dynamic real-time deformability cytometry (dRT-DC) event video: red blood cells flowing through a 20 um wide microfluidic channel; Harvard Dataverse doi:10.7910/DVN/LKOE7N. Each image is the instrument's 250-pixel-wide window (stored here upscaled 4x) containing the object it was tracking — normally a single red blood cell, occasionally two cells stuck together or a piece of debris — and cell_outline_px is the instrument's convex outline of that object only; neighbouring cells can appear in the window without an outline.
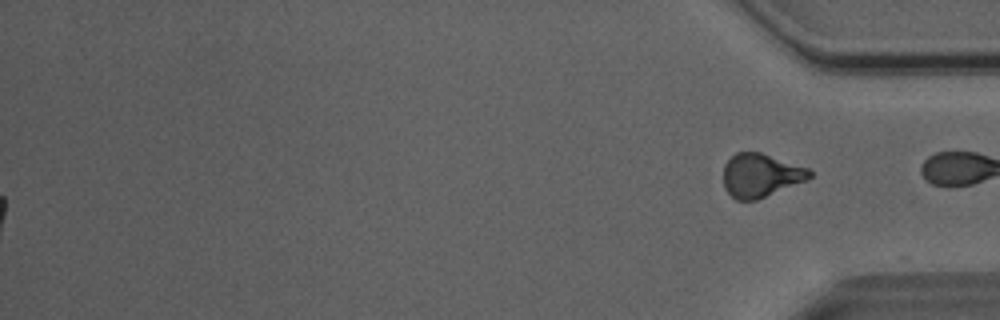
{"species": "Egyptian fruit bat (a non-hibernating species)", "species_latin": "Rousettus aegyptiacus", "temperature_condition": "room temperature", "stored_images_in_passage": 51, "segment_of_instrument_passage": [2, 2], "camera_frame_rate_fps": 3000, "um_per_image_px": 0.085, "animal": {"sex": "male"}, "frame": {"image": 1, "passage_image": 51, "time_ms": 16.667, "image_size_px": [1000, 320], "cell_outline_px": [[812, 176], [808, 180], [756, 200], [736, 200], [724, 188], [724, 164], [736, 152], [760, 152], [808, 168], [812, 172]], "centroid_in_image_um": [64.66, 14.91], "position_along_channel_um": 370.5, "area_um2": 21.79}}